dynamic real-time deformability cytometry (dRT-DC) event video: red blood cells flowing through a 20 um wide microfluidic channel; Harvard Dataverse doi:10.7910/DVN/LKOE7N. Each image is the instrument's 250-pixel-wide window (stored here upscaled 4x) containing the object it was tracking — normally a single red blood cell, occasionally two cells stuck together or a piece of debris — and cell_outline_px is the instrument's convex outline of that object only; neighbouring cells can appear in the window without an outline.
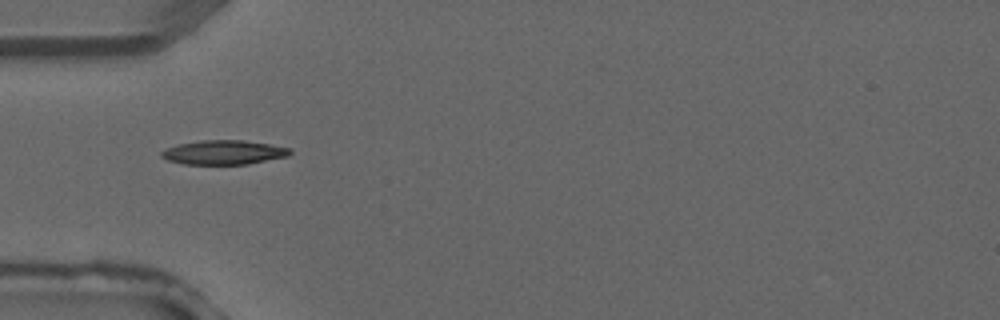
{"species": "common noctule bat (a hibernating species)", "species_latin": "Nyctalus noctula", "temperature_condition": "warm", "stored_images_in_passage": 3, "camera_frame_rate_fps": 3000, "um_per_image_px": 0.085, "animal": {"sex": "male", "forearm_length_mm": 52.5}, "frame": {"image": 1, "passage_image": 2, "time_ms": 0.333, "image_size_px": [1000, 320], "cell_outline_px": [[292, 152], [288, 156], [248, 164], [184, 164], [168, 160], [160, 156], [160, 152], [164, 148], [180, 144], [200, 140], [244, 140], [292, 148]], "centroid_in_image_um": [19.01, 12.95], "position_along_channel_um": 66.0, "area_um2": 18.21}}
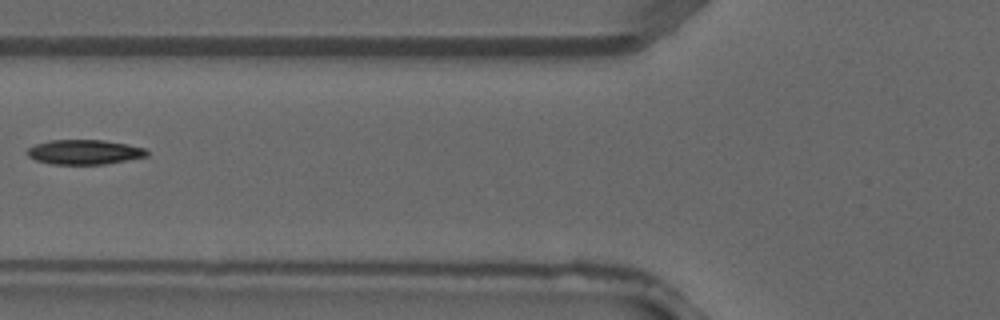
{"frame": {"image": 2, "passage_image": 3, "time_ms": 0.667, "image_size_px": [1000, 320], "cell_outline_px": [[148, 156], [104, 164], [52, 164], [36, 160], [28, 156], [28, 148], [36, 144], [48, 140], [104, 140], [128, 144], [148, 148]], "centroid_in_image_um": [7.21, 12.91], "position_along_channel_um": 118.6, "area_um2": 17.22}}